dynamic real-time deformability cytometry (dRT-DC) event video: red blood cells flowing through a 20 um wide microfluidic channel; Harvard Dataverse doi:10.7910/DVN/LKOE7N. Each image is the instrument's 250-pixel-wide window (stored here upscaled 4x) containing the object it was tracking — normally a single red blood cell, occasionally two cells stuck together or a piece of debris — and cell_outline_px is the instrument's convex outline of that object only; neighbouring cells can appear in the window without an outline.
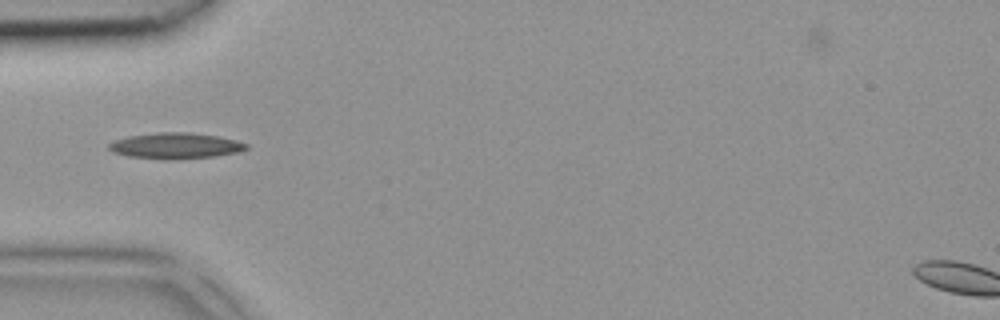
{"species": "common noctule bat (a hibernating species)", "species_latin": "Nyctalus noctula", "temperature_condition": "room temperature", "stored_images_in_passage": 5, "camera_frame_rate_fps": 3000, "um_per_image_px": 0.085, "animal": {"sex": "female", "body_mass_g": 18.4}, "frame": {"image": 1, "passage_image": 5, "time_ms": 1.333, "image_size_px": [1000, 320], "cell_outline_px": [[248, 148], [236, 152], [216, 156], [128, 156], [112, 152], [108, 148], [108, 144], [116, 140], [128, 136], [156, 132], [188, 132], [220, 136], [236, 140], [248, 144]], "centroid_in_image_um": [14.94, 12.32], "position_along_channel_um": 70.1, "area_um2": 19.54}}